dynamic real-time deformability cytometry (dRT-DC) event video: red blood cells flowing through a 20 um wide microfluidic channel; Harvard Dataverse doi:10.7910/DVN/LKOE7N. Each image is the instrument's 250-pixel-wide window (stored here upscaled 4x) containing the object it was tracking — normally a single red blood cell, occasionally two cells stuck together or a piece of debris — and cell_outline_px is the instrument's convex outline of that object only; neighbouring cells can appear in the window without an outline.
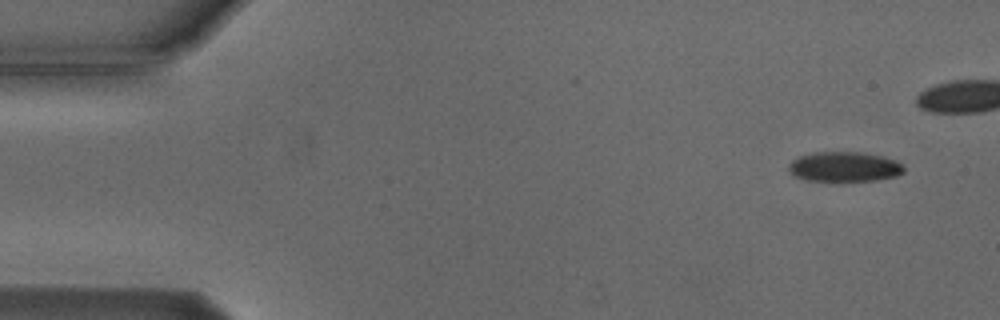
{"species": "Egyptian fruit bat (a non-hibernating species)", "species_latin": "Rousettus aegyptiacus", "temperature_condition": "cold", "stored_images_in_passage": 7, "camera_frame_rate_fps": 3000, "um_per_image_px": 0.085, "animal": {"sex": "male"}, "frame": {"image": 1, "passage_image": 1, "time_ms": 0.0, "image_size_px": [1000, 320], "cell_outline_px": [[904, 172], [896, 176], [876, 180], [832, 184], [808, 180], [796, 176], [788, 168], [788, 164], [792, 160], [800, 156], [816, 152], [860, 152], [884, 156], [896, 160], [904, 168]], "centroid_in_image_um": [71.77, 14.22], "position_along_channel_um": 13.2, "area_um2": 20.75}}
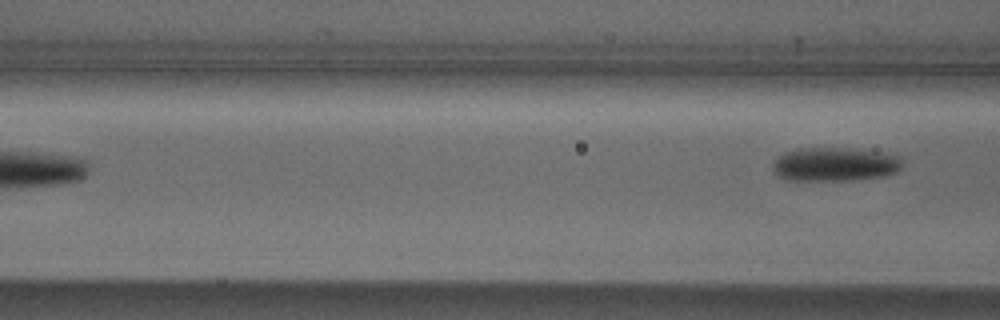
{"frame": {"image": 2, "passage_image": 7, "time_ms": 7.0, "image_size_px": [1000, 320], "cell_outline_px": [[900, 168], [896, 172], [884, 176], [852, 180], [784, 180], [772, 172], [772, 160], [784, 152], [800, 148], [848, 148], [876, 152], [900, 156]], "centroid_in_image_um": [70.86, 13.97], "position_along_channel_um": 95.7, "area_um2": 25.61}}